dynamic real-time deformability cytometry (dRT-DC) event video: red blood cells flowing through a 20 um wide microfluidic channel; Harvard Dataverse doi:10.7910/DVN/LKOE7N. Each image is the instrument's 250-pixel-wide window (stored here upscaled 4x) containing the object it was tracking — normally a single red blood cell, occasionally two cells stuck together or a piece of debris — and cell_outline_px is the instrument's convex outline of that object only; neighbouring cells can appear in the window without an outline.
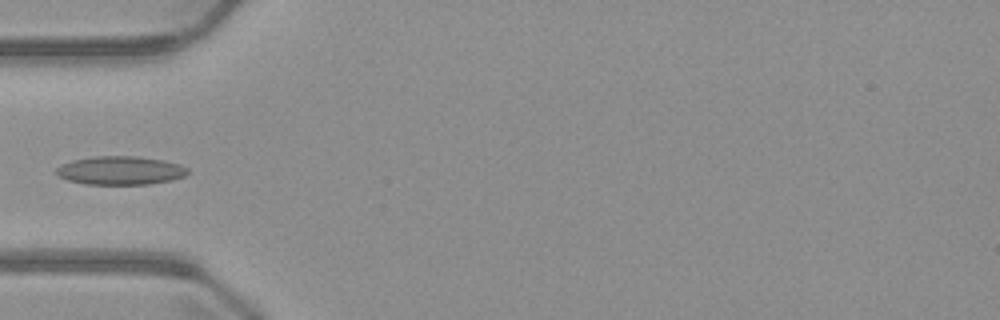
{"species": "common noctule bat (a hibernating species)", "species_latin": "Nyctalus noctula", "temperature_condition": "warm", "stored_images_in_passage": 4, "camera_frame_rate_fps": 3000, "um_per_image_px": 0.085, "animal": {"sex": "male", "body_mass_g": 23.1, "forearm_length_mm": 52.7}, "frame": {"image": 1, "passage_image": 4, "time_ms": 3.667, "image_size_px": [1000, 320], "cell_outline_px": [[188, 172], [184, 176], [172, 180], [148, 184], [84, 184], [68, 180], [60, 176], [56, 172], [56, 168], [72, 160], [92, 156], [140, 156], [164, 160], [180, 164], [188, 168]], "centroid_in_image_um": [10.26, 14.48], "position_along_channel_um": 74.7, "area_um2": 21.85}}